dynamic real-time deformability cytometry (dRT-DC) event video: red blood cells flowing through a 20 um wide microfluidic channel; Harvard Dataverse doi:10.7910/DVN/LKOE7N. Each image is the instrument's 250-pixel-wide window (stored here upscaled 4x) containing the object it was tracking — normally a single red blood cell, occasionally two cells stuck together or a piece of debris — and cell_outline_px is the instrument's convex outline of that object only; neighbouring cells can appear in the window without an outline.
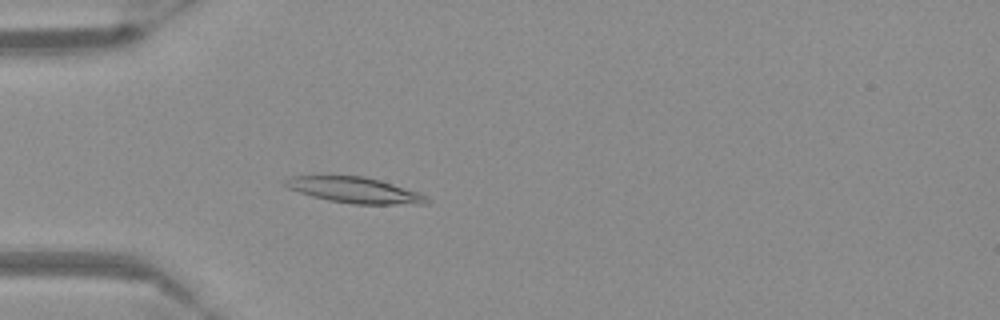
{"species": "Egyptian fruit bat (a non-hibernating species)", "species_latin": "Rousettus aegyptiacus", "temperature_condition": "warm", "stored_images_in_passage": 56, "camera_frame_rate_fps": 3000, "um_per_image_px": 0.085, "frame": {"image": 1, "passage_image": 17, "time_ms": 5.333, "image_size_px": [1000, 320], "cell_outline_px": [[432, 200], [428, 204], [352, 204], [328, 200], [312, 196], [288, 188], [284, 184], [284, 180], [292, 176], [312, 172], [364, 176], [380, 180], [420, 192], [428, 196]], "centroid_in_image_um": [30.09, 16.11], "position_along_channel_um": 54.9, "area_um2": 22.37}}
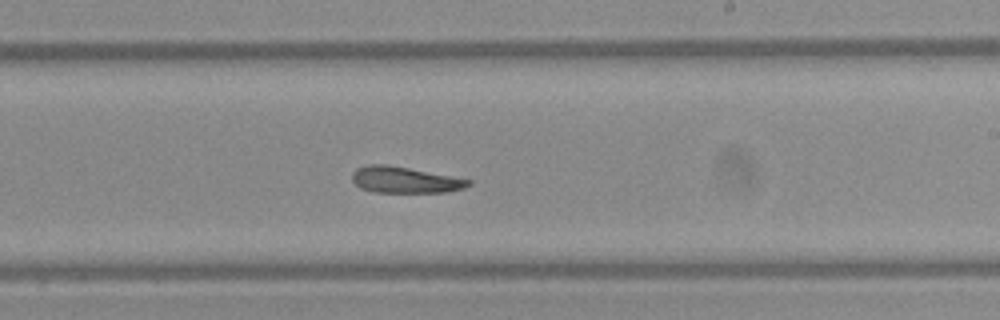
{"frame": {"image": 2, "passage_image": 34, "time_ms": 11.0, "image_size_px": [1000, 320], "cell_outline_px": [[472, 184], [464, 188], [448, 192], [372, 192], [360, 188], [352, 180], [352, 172], [356, 168], [368, 164], [388, 164], [472, 180]], "centroid_in_image_um": [34.39, 15.29], "position_along_channel_um": 254.6, "area_um2": 17.86}}
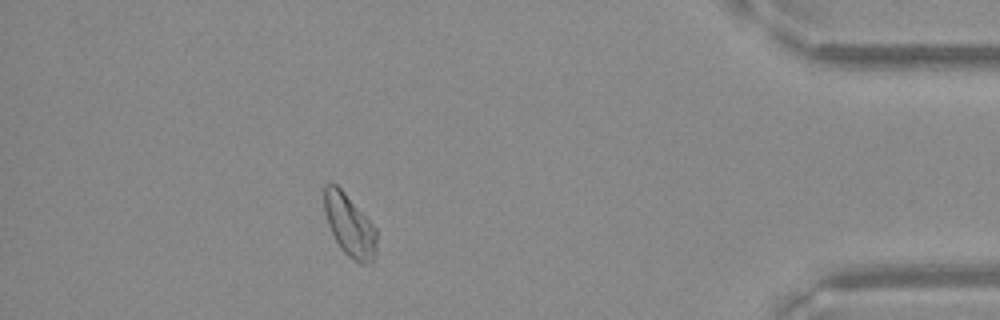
{"frame": {"image": 3, "passage_image": 50, "time_ms": 16.333, "image_size_px": [1000, 320], "cell_outline_px": [[376, 256], [372, 264], [360, 264], [348, 256], [340, 248], [328, 224], [324, 212], [324, 184], [336, 184], [344, 192], [376, 228]], "centroid_in_image_um": [29.72, 19.19], "position_along_channel_um": 405.5, "area_um2": 18.9}}